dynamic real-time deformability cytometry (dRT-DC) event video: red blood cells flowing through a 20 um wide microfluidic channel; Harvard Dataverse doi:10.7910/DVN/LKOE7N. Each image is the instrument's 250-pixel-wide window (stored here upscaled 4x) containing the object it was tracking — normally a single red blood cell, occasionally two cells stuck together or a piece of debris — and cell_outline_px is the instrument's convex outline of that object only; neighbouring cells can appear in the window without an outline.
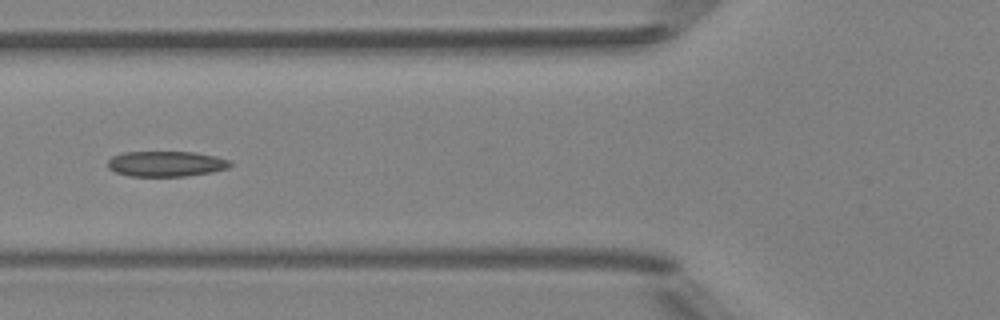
{"species": "Egyptian fruit bat (a non-hibernating species)", "species_latin": "Rousettus aegyptiacus", "temperature_condition": "room temperature", "stored_images_in_passage": 4, "camera_frame_rate_fps": 3000, "um_per_image_px": 0.085, "animal": {"sex": "female"}, "frame": {"image": 1, "passage_image": 4, "time_ms": 3.333, "image_size_px": [1000, 320], "cell_outline_px": [[232, 164], [228, 168], [212, 172], [184, 176], [128, 176], [116, 172], [108, 168], [108, 160], [112, 156], [124, 152], [192, 152], [216, 156], [232, 160]], "centroid_in_image_um": [14.13, 13.92], "position_along_channel_um": 111.7, "area_um2": 18.21}}